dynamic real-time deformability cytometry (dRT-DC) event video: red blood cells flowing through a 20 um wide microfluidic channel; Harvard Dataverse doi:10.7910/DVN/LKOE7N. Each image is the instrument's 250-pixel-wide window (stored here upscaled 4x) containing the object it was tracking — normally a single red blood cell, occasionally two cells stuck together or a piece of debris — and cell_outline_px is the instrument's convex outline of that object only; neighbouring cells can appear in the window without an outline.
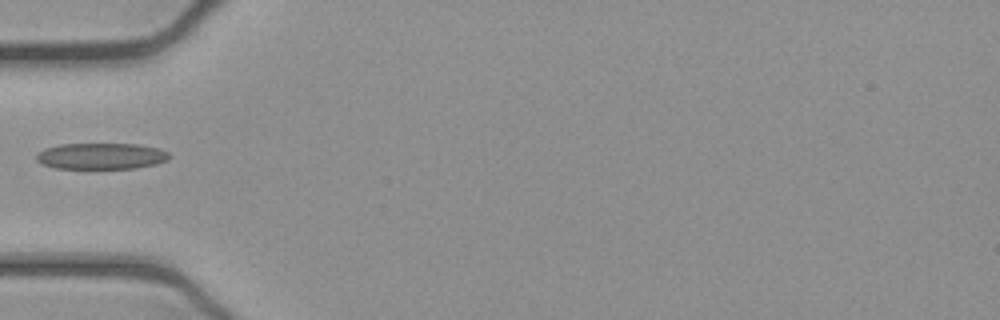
{"species": "common noctule bat (a hibernating species)", "species_latin": "Nyctalus noctula", "temperature_condition": "cold", "stored_images_in_passage": 36, "camera_frame_rate_fps": 3000, "um_per_image_px": 0.085, "animal": {"sex": "female", "body_mass_g": 21.9}, "frame": {"image": 1, "passage_image": 1, "time_ms": 0.0, "image_size_px": [1000, 320], "cell_outline_px": [[168, 160], [156, 164], [136, 168], [56, 168], [44, 164], [36, 160], [36, 156], [44, 148], [60, 144], [140, 144], [160, 148], [168, 152]], "centroid_in_image_um": [8.63, 13.26], "position_along_channel_um": 76.4, "area_um2": 20.23}}
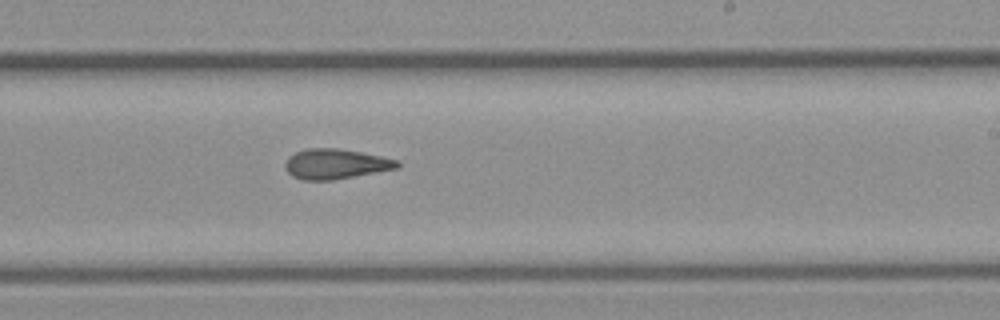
{"frame": {"image": 2, "passage_image": 15, "time_ms": 4.667, "image_size_px": [1000, 320], "cell_outline_px": [[400, 168], [332, 180], [304, 180], [292, 176], [284, 168], [284, 164], [288, 156], [296, 152], [308, 148], [340, 148], [384, 156], [400, 160]], "centroid_in_image_um": [28.56, 13.93], "position_along_channel_um": 260.4, "area_um2": 19.94}}
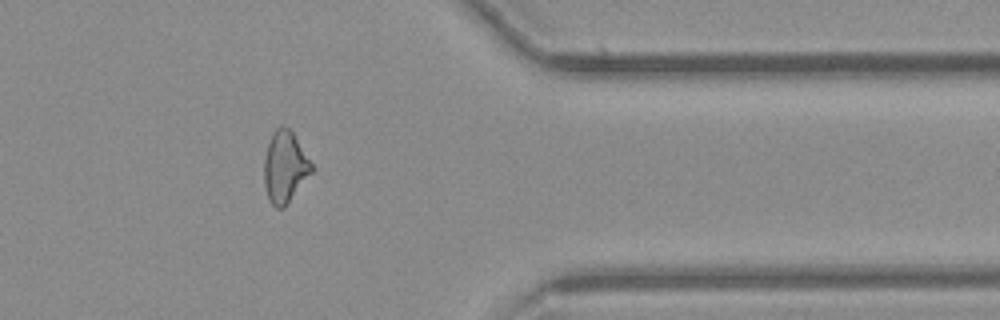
{"frame": {"image": 3, "passage_image": 26, "time_ms": 8.333, "image_size_px": [1000, 320], "cell_outline_px": [[312, 172], [284, 208], [276, 208], [268, 200], [264, 184], [264, 160], [268, 144], [272, 132], [280, 124], [284, 124], [292, 132], [312, 164]], "centroid_in_image_um": [24.19, 14.19], "position_along_channel_um": 387.2, "area_um2": 19.65}}